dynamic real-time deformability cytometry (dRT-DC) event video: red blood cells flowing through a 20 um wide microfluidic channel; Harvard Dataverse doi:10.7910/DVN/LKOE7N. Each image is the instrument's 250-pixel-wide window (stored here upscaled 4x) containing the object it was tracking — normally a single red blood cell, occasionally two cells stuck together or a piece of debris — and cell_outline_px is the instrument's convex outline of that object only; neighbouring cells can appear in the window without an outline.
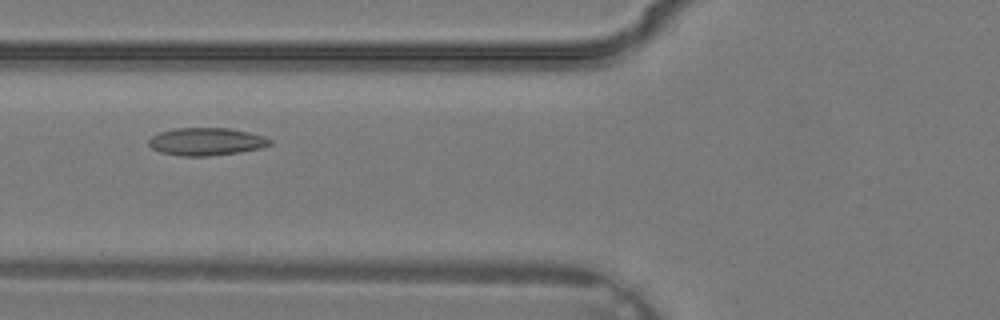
{"species": "common noctule bat (a hibernating species)", "species_latin": "Nyctalus noctula", "temperature_condition": "warm", "stored_images_in_passage": 37, "camera_frame_rate_fps": 3000, "um_per_image_px": 0.085, "animal": {"sex": "male", "body_mass_g": 19.2, "forearm_length_mm": 51.8}, "frame": {"image": 1, "passage_image": 15, "time_ms": 4.667, "image_size_px": [1000, 320], "cell_outline_px": [[272, 144], [260, 148], [240, 152], [208, 156], [184, 156], [160, 152], [152, 148], [148, 144], [148, 140], [152, 136], [160, 132], [176, 128], [228, 128], [248, 132], [264, 136], [272, 140]], "centroid_in_image_um": [17.54, 12.03], "position_along_channel_um": 108.3, "area_um2": 19.48}}
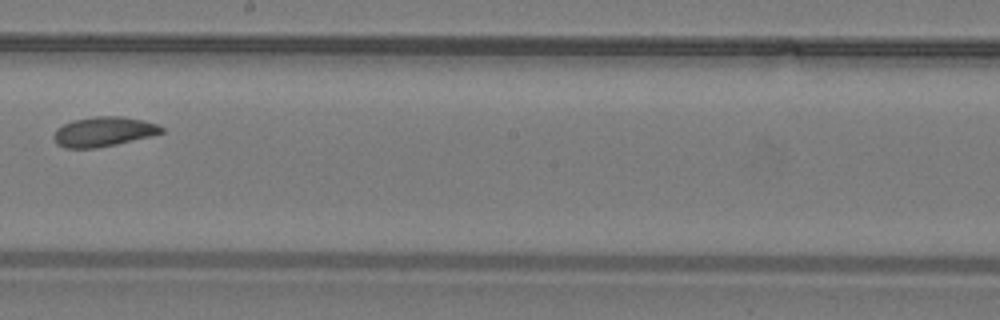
{"frame": {"image": 2, "passage_image": 22, "time_ms": 7.0, "image_size_px": [1000, 320], "cell_outline_px": [[164, 132], [116, 144], [96, 148], [64, 148], [56, 144], [52, 136], [56, 128], [72, 120], [96, 116], [120, 116], [144, 120], [156, 124], [164, 128]], "centroid_in_image_um": [8.75, 11.19], "position_along_channel_um": 239.5, "area_um2": 18.61}}
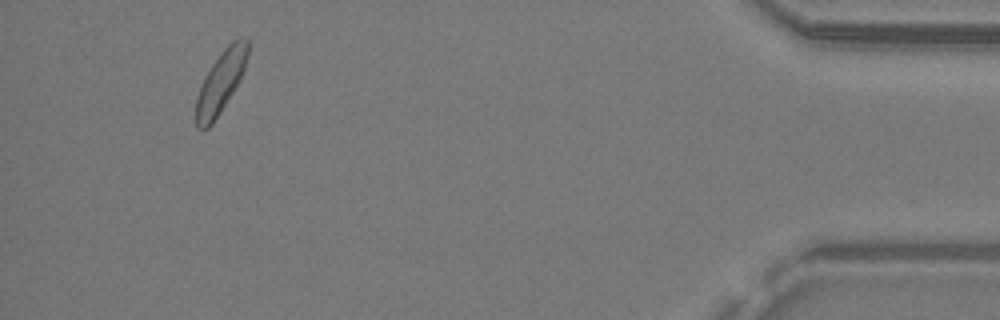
{"frame": {"image": 3, "passage_image": 35, "time_ms": 11.333, "image_size_px": [1000, 320], "cell_outline_px": [[248, 52], [244, 72], [240, 80], [220, 112], [212, 124], [208, 128], [196, 128], [196, 96], [212, 64], [224, 48], [232, 40], [244, 36], [248, 36]], "centroid_in_image_um": [18.79, 6.94], "position_along_channel_um": 416.4, "area_um2": 18.44}}